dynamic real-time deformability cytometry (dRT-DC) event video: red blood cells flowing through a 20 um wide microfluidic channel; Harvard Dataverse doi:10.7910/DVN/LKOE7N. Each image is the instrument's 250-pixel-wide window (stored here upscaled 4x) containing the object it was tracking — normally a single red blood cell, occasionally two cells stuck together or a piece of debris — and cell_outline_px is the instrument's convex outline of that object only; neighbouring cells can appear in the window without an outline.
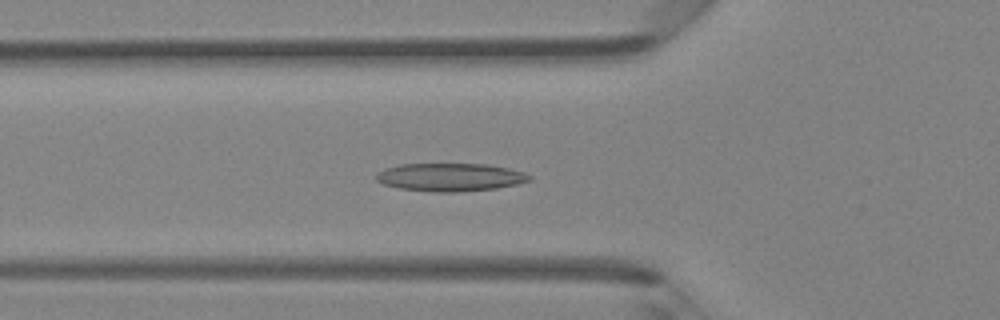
{"species": "Egyptian fruit bat (a non-hibernating species)", "species_latin": "Rousettus aegyptiacus", "temperature_condition": "room temperature", "stored_images_in_passage": 48, "camera_frame_rate_fps": 3000, "um_per_image_px": 0.085, "animal": {"sex": "female"}, "frame": {"image": 1, "passage_image": 17, "time_ms": 5.333, "image_size_px": [1000, 320], "cell_outline_px": [[532, 180], [516, 184], [496, 188], [460, 192], [428, 192], [400, 188], [384, 184], [376, 180], [376, 172], [384, 168], [400, 164], [488, 164], [508, 168], [524, 172], [532, 176]], "centroid_in_image_um": [38.26, 15.06], "position_along_channel_um": 87.5, "area_um2": 25.2}}
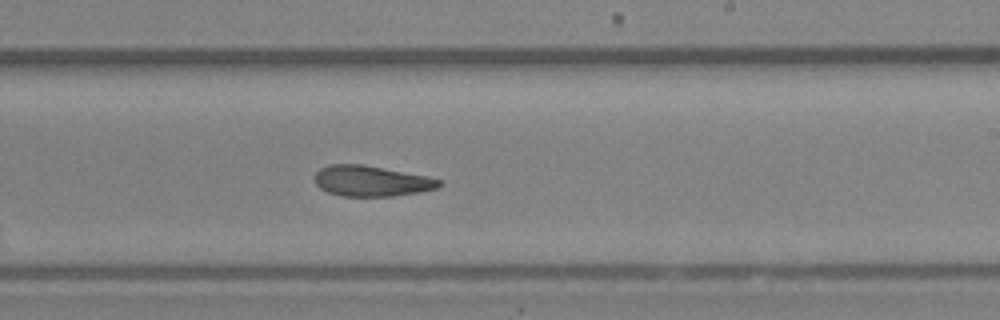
{"frame": {"image": 2, "passage_image": 29, "time_ms": 9.333, "image_size_px": [1000, 320], "cell_outline_px": [[444, 184], [436, 188], [420, 192], [392, 196], [340, 196], [328, 192], [320, 188], [316, 184], [316, 172], [320, 168], [328, 164], [364, 164], [428, 176], [444, 180]], "centroid_in_image_um": [31.61, 15.38], "position_along_channel_um": 257.4, "area_um2": 22.43}}
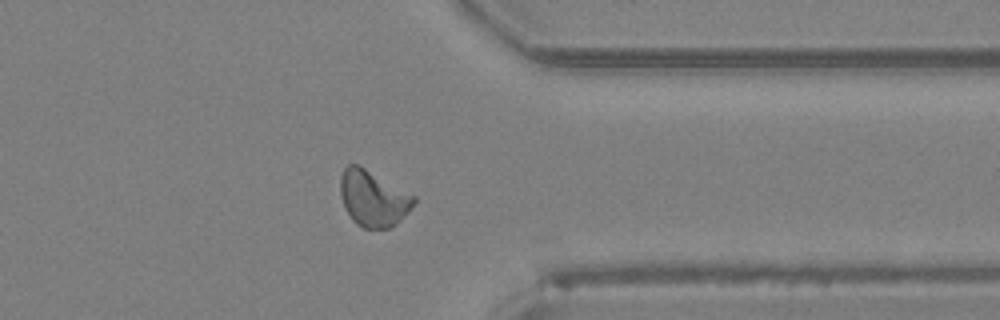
{"frame": {"image": 3, "passage_image": 38, "time_ms": 12.333, "image_size_px": [1000, 320], "cell_outline_px": [[416, 200], [408, 212], [392, 228], [364, 228], [356, 224], [352, 220], [344, 208], [340, 196], [340, 176], [344, 168], [348, 164], [360, 164], [416, 196]], "centroid_in_image_um": [31.7, 16.84], "position_along_channel_um": 379.7, "area_um2": 24.33}, "authors_computed_cell_mechanics": {"area_um2": 23.4957, "velocity_mm_per_s": 4.2559, "shape_relaxation_time_tau1_ms": null, "shape_relaxation_time_tau2_ms": 3.3903, "deformation_change_tau1": null, "deformation_change_tau2": 0.1218}}